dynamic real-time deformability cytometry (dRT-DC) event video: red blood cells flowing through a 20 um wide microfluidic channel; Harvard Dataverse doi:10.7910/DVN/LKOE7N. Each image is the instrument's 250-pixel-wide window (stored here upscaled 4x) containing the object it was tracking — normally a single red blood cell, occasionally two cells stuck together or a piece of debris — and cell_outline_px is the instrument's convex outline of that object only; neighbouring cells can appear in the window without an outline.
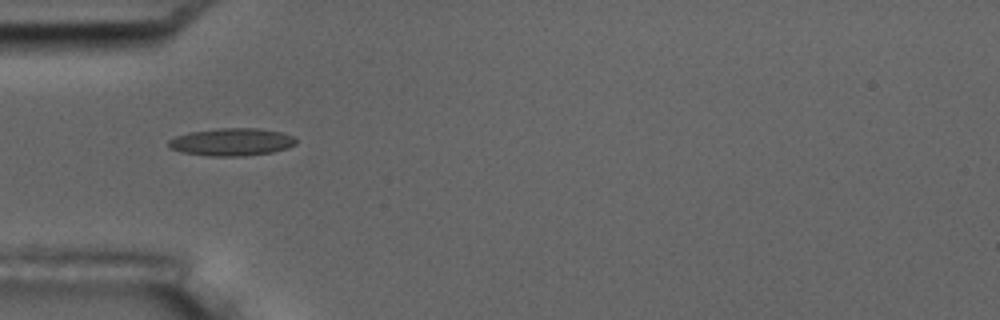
{"species": "common noctule bat (a hibernating species)", "species_latin": "Nyctalus noctula", "temperature_condition": "room temperature", "stored_images_in_passage": 13, "camera_frame_rate_fps": 3000, "um_per_image_px": 0.085, "animal": {"sex": "male", "body_mass_g": 17.5, "forearm_length_mm": 52.3}, "frame": {"image": 1, "passage_image": 3, "time_ms": 3.0, "image_size_px": [1000, 320], "cell_outline_px": [[296, 144], [288, 148], [272, 152], [244, 156], [208, 156], [180, 152], [168, 148], [168, 140], [176, 136], [188, 132], [220, 128], [256, 128], [280, 132], [292, 136], [296, 140]], "centroid_in_image_um": [19.65, 12.07], "position_along_channel_um": 65.4, "area_um2": 20.58}}
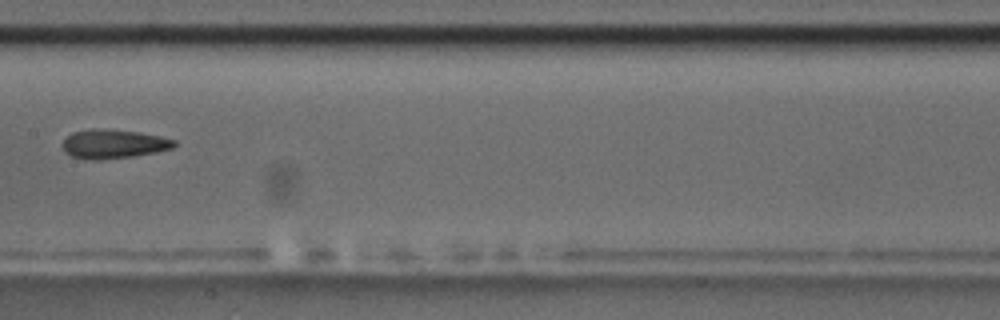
{"frame": {"image": 2, "passage_image": 6, "time_ms": 6.667, "image_size_px": [1000, 320], "cell_outline_px": [[176, 144], [172, 148], [156, 152], [132, 156], [100, 160], [84, 160], [72, 156], [64, 152], [64, 140], [72, 132], [92, 128], [100, 128], [140, 132], [160, 136], [176, 140]], "centroid_in_image_um": [9.64, 12.23], "position_along_channel_um": 197.8, "area_um2": 18.96}, "authors_computed_cell_mechanics": {"area_um2": 18.496, "velocity_mm_per_s": 3.6348, "shape_relaxation_time_tau1_ms": 3.1339, "shape_relaxation_time_tau2_ms": 2.7839, "deformation_change_tau1": 0.1135, "deformation_change_tau2": 0.1076}}